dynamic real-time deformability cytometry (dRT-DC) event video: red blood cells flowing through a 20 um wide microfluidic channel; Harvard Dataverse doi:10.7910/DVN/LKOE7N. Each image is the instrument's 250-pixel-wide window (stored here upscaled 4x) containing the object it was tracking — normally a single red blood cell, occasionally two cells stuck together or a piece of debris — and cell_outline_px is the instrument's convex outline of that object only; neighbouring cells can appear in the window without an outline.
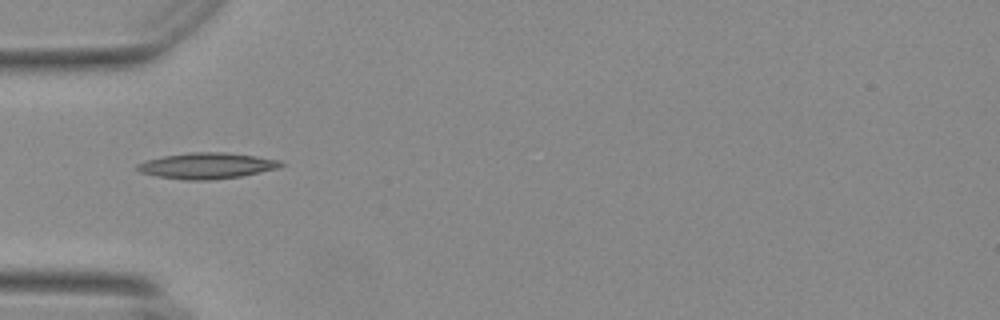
{"species": "Egyptian fruit bat (a non-hibernating species)", "species_latin": "Rousettus aegyptiacus", "temperature_condition": "warm", "stored_images_in_passage": 38, "camera_frame_rate_fps": 3000, "um_per_image_px": 0.085, "animal": {"sex": "female"}, "frame": {"image": 1, "passage_image": 1, "time_ms": 0.0, "image_size_px": [1000, 320], "cell_outline_px": [[284, 164], [276, 168], [260, 172], [240, 176], [208, 180], [188, 180], [156, 176], [140, 172], [136, 168], [136, 164], [148, 160], [164, 156], [188, 152], [224, 152], [256, 156], [280, 160]], "centroid_in_image_um": [17.56, 14.08], "position_along_channel_um": 67.4, "area_um2": 21.5}}
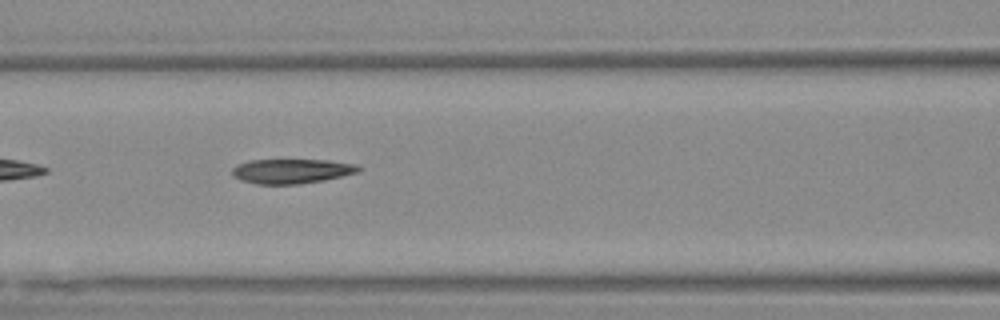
{"frame": {"image": 2, "passage_image": 7, "time_ms": 2.0, "image_size_px": [1000, 320], "cell_outline_px": [[360, 168], [356, 172], [340, 176], [320, 180], [296, 184], [256, 184], [244, 180], [236, 176], [232, 172], [232, 168], [236, 164], [248, 160], [328, 160], [356, 164]], "centroid_in_image_um": [24.74, 14.53], "position_along_channel_um": 141.9, "area_um2": 17.69}}
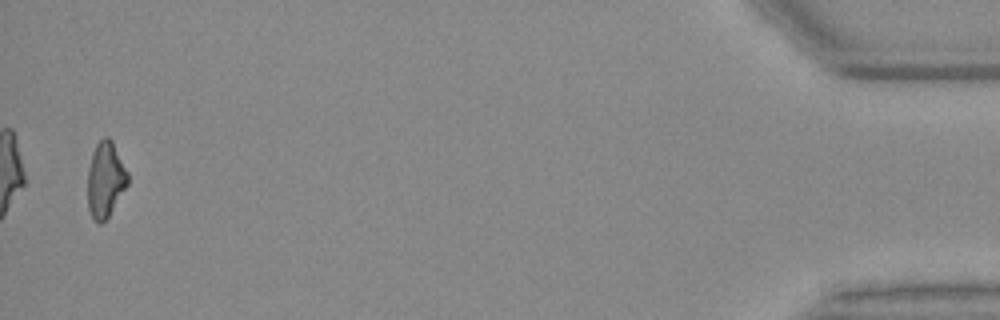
{"frame": {"image": 3, "passage_image": 37, "time_ms": 12.0, "image_size_px": [1000, 320], "cell_outline_px": [[128, 184], [108, 216], [100, 224], [92, 216], [88, 208], [88, 168], [92, 152], [96, 144], [104, 136], [108, 136], [112, 140], [128, 172]], "centroid_in_image_um": [8.96, 15.22], "position_along_channel_um": 426.2, "area_um2": 17.51}, "authors_computed_cell_mechanics": {"area_um2": 18.0625, "velocity_mm_per_s": 3.7282, "shape_relaxation_time_tau1_ms": null, "shape_relaxation_time_tau2_ms": 6.1022, "deformation_change_tau1": null, "deformation_change_tau2": 0.1448}}